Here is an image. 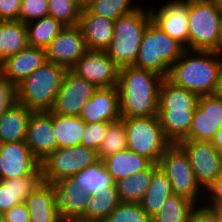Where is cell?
Masks as SVG:
<instances>
[{
  "instance_id": "obj_1",
  "label": "cell",
  "mask_w": 222,
  "mask_h": 222,
  "mask_svg": "<svg viewBox=\"0 0 222 222\" xmlns=\"http://www.w3.org/2000/svg\"><path fill=\"white\" fill-rule=\"evenodd\" d=\"M163 79L149 70L121 67L117 84L121 117L157 116L159 87Z\"/></svg>"
},
{
  "instance_id": "obj_2",
  "label": "cell",
  "mask_w": 222,
  "mask_h": 222,
  "mask_svg": "<svg viewBox=\"0 0 222 222\" xmlns=\"http://www.w3.org/2000/svg\"><path fill=\"white\" fill-rule=\"evenodd\" d=\"M220 61V52L185 49L170 67L167 79L198 96L216 94Z\"/></svg>"
},
{
  "instance_id": "obj_3",
  "label": "cell",
  "mask_w": 222,
  "mask_h": 222,
  "mask_svg": "<svg viewBox=\"0 0 222 222\" xmlns=\"http://www.w3.org/2000/svg\"><path fill=\"white\" fill-rule=\"evenodd\" d=\"M67 70L47 61L17 85V101L33 112H50Z\"/></svg>"
},
{
  "instance_id": "obj_4",
  "label": "cell",
  "mask_w": 222,
  "mask_h": 222,
  "mask_svg": "<svg viewBox=\"0 0 222 222\" xmlns=\"http://www.w3.org/2000/svg\"><path fill=\"white\" fill-rule=\"evenodd\" d=\"M143 5L133 13L123 15L114 21L113 39L106 51L120 68L135 64L143 33L152 21L149 3Z\"/></svg>"
},
{
  "instance_id": "obj_5",
  "label": "cell",
  "mask_w": 222,
  "mask_h": 222,
  "mask_svg": "<svg viewBox=\"0 0 222 222\" xmlns=\"http://www.w3.org/2000/svg\"><path fill=\"white\" fill-rule=\"evenodd\" d=\"M184 50L179 42L151 21L143 33L138 57L133 66L167 78L170 67L181 57Z\"/></svg>"
},
{
  "instance_id": "obj_6",
  "label": "cell",
  "mask_w": 222,
  "mask_h": 222,
  "mask_svg": "<svg viewBox=\"0 0 222 222\" xmlns=\"http://www.w3.org/2000/svg\"><path fill=\"white\" fill-rule=\"evenodd\" d=\"M221 14L209 0H189L188 50L219 52Z\"/></svg>"
},
{
  "instance_id": "obj_7",
  "label": "cell",
  "mask_w": 222,
  "mask_h": 222,
  "mask_svg": "<svg viewBox=\"0 0 222 222\" xmlns=\"http://www.w3.org/2000/svg\"><path fill=\"white\" fill-rule=\"evenodd\" d=\"M127 133V148L158 164L172 145L166 138L158 116L121 118Z\"/></svg>"
},
{
  "instance_id": "obj_8",
  "label": "cell",
  "mask_w": 222,
  "mask_h": 222,
  "mask_svg": "<svg viewBox=\"0 0 222 222\" xmlns=\"http://www.w3.org/2000/svg\"><path fill=\"white\" fill-rule=\"evenodd\" d=\"M159 167L171 182L173 193L202 205L205 191L198 184L189 157L178 145L172 144L161 156Z\"/></svg>"
},
{
  "instance_id": "obj_9",
  "label": "cell",
  "mask_w": 222,
  "mask_h": 222,
  "mask_svg": "<svg viewBox=\"0 0 222 222\" xmlns=\"http://www.w3.org/2000/svg\"><path fill=\"white\" fill-rule=\"evenodd\" d=\"M98 160L97 152L84 145L57 148L40 162L42 180L56 183L65 177H73Z\"/></svg>"
},
{
  "instance_id": "obj_10",
  "label": "cell",
  "mask_w": 222,
  "mask_h": 222,
  "mask_svg": "<svg viewBox=\"0 0 222 222\" xmlns=\"http://www.w3.org/2000/svg\"><path fill=\"white\" fill-rule=\"evenodd\" d=\"M178 145L188 155L195 178L206 191L222 170V153L206 141L182 140Z\"/></svg>"
},
{
  "instance_id": "obj_11",
  "label": "cell",
  "mask_w": 222,
  "mask_h": 222,
  "mask_svg": "<svg viewBox=\"0 0 222 222\" xmlns=\"http://www.w3.org/2000/svg\"><path fill=\"white\" fill-rule=\"evenodd\" d=\"M163 3V4H162ZM160 7L149 6L152 21L167 35L188 50L189 0H164Z\"/></svg>"
},
{
  "instance_id": "obj_12",
  "label": "cell",
  "mask_w": 222,
  "mask_h": 222,
  "mask_svg": "<svg viewBox=\"0 0 222 222\" xmlns=\"http://www.w3.org/2000/svg\"><path fill=\"white\" fill-rule=\"evenodd\" d=\"M24 176H42L40 161L25 141L1 144L0 180Z\"/></svg>"
},
{
  "instance_id": "obj_13",
  "label": "cell",
  "mask_w": 222,
  "mask_h": 222,
  "mask_svg": "<svg viewBox=\"0 0 222 222\" xmlns=\"http://www.w3.org/2000/svg\"><path fill=\"white\" fill-rule=\"evenodd\" d=\"M71 70L97 88L117 86L120 67L107 51L88 50Z\"/></svg>"
},
{
  "instance_id": "obj_14",
  "label": "cell",
  "mask_w": 222,
  "mask_h": 222,
  "mask_svg": "<svg viewBox=\"0 0 222 222\" xmlns=\"http://www.w3.org/2000/svg\"><path fill=\"white\" fill-rule=\"evenodd\" d=\"M97 87L68 69L51 112L59 115L79 116L82 107Z\"/></svg>"
},
{
  "instance_id": "obj_15",
  "label": "cell",
  "mask_w": 222,
  "mask_h": 222,
  "mask_svg": "<svg viewBox=\"0 0 222 222\" xmlns=\"http://www.w3.org/2000/svg\"><path fill=\"white\" fill-rule=\"evenodd\" d=\"M222 124V96H199L189 135L184 140L210 142Z\"/></svg>"
},
{
  "instance_id": "obj_16",
  "label": "cell",
  "mask_w": 222,
  "mask_h": 222,
  "mask_svg": "<svg viewBox=\"0 0 222 222\" xmlns=\"http://www.w3.org/2000/svg\"><path fill=\"white\" fill-rule=\"evenodd\" d=\"M48 62L71 69L88 51L81 28L65 26L45 48Z\"/></svg>"
},
{
  "instance_id": "obj_17",
  "label": "cell",
  "mask_w": 222,
  "mask_h": 222,
  "mask_svg": "<svg viewBox=\"0 0 222 222\" xmlns=\"http://www.w3.org/2000/svg\"><path fill=\"white\" fill-rule=\"evenodd\" d=\"M54 202L62 222H85V209L89 194L76 186L73 177H65L52 183Z\"/></svg>"
},
{
  "instance_id": "obj_18",
  "label": "cell",
  "mask_w": 222,
  "mask_h": 222,
  "mask_svg": "<svg viewBox=\"0 0 222 222\" xmlns=\"http://www.w3.org/2000/svg\"><path fill=\"white\" fill-rule=\"evenodd\" d=\"M25 143L40 162L57 149L51 111L32 113L27 125Z\"/></svg>"
},
{
  "instance_id": "obj_19",
  "label": "cell",
  "mask_w": 222,
  "mask_h": 222,
  "mask_svg": "<svg viewBox=\"0 0 222 222\" xmlns=\"http://www.w3.org/2000/svg\"><path fill=\"white\" fill-rule=\"evenodd\" d=\"M79 117L85 123H114L121 120L118 87L97 88L82 107Z\"/></svg>"
},
{
  "instance_id": "obj_20",
  "label": "cell",
  "mask_w": 222,
  "mask_h": 222,
  "mask_svg": "<svg viewBox=\"0 0 222 222\" xmlns=\"http://www.w3.org/2000/svg\"><path fill=\"white\" fill-rule=\"evenodd\" d=\"M46 62L45 48L27 46L5 58L0 64V74L17 86Z\"/></svg>"
},
{
  "instance_id": "obj_21",
  "label": "cell",
  "mask_w": 222,
  "mask_h": 222,
  "mask_svg": "<svg viewBox=\"0 0 222 222\" xmlns=\"http://www.w3.org/2000/svg\"><path fill=\"white\" fill-rule=\"evenodd\" d=\"M88 50L106 51L112 42L114 21L82 10L79 24Z\"/></svg>"
},
{
  "instance_id": "obj_22",
  "label": "cell",
  "mask_w": 222,
  "mask_h": 222,
  "mask_svg": "<svg viewBox=\"0 0 222 222\" xmlns=\"http://www.w3.org/2000/svg\"><path fill=\"white\" fill-rule=\"evenodd\" d=\"M31 222H62L55 207L52 183L41 182L25 199Z\"/></svg>"
},
{
  "instance_id": "obj_23",
  "label": "cell",
  "mask_w": 222,
  "mask_h": 222,
  "mask_svg": "<svg viewBox=\"0 0 222 222\" xmlns=\"http://www.w3.org/2000/svg\"><path fill=\"white\" fill-rule=\"evenodd\" d=\"M113 182L147 169L152 162L146 157L126 148L103 159Z\"/></svg>"
},
{
  "instance_id": "obj_24",
  "label": "cell",
  "mask_w": 222,
  "mask_h": 222,
  "mask_svg": "<svg viewBox=\"0 0 222 222\" xmlns=\"http://www.w3.org/2000/svg\"><path fill=\"white\" fill-rule=\"evenodd\" d=\"M33 111L17 102L0 117V141L2 144L9 142L25 141L27 125Z\"/></svg>"
},
{
  "instance_id": "obj_25",
  "label": "cell",
  "mask_w": 222,
  "mask_h": 222,
  "mask_svg": "<svg viewBox=\"0 0 222 222\" xmlns=\"http://www.w3.org/2000/svg\"><path fill=\"white\" fill-rule=\"evenodd\" d=\"M42 181V176L0 180V214L24 202Z\"/></svg>"
},
{
  "instance_id": "obj_26",
  "label": "cell",
  "mask_w": 222,
  "mask_h": 222,
  "mask_svg": "<svg viewBox=\"0 0 222 222\" xmlns=\"http://www.w3.org/2000/svg\"><path fill=\"white\" fill-rule=\"evenodd\" d=\"M158 168V164L152 163L147 169L115 182L119 201L139 204L150 185L153 173Z\"/></svg>"
},
{
  "instance_id": "obj_27",
  "label": "cell",
  "mask_w": 222,
  "mask_h": 222,
  "mask_svg": "<svg viewBox=\"0 0 222 222\" xmlns=\"http://www.w3.org/2000/svg\"><path fill=\"white\" fill-rule=\"evenodd\" d=\"M194 112L195 110H158L160 125L172 144H178L189 135Z\"/></svg>"
},
{
  "instance_id": "obj_28",
  "label": "cell",
  "mask_w": 222,
  "mask_h": 222,
  "mask_svg": "<svg viewBox=\"0 0 222 222\" xmlns=\"http://www.w3.org/2000/svg\"><path fill=\"white\" fill-rule=\"evenodd\" d=\"M173 194L171 182L159 167L153 173L150 185L139 204L142 210L152 218L160 211L164 201Z\"/></svg>"
},
{
  "instance_id": "obj_29",
  "label": "cell",
  "mask_w": 222,
  "mask_h": 222,
  "mask_svg": "<svg viewBox=\"0 0 222 222\" xmlns=\"http://www.w3.org/2000/svg\"><path fill=\"white\" fill-rule=\"evenodd\" d=\"M199 96L164 78L159 87L158 110H195Z\"/></svg>"
},
{
  "instance_id": "obj_30",
  "label": "cell",
  "mask_w": 222,
  "mask_h": 222,
  "mask_svg": "<svg viewBox=\"0 0 222 222\" xmlns=\"http://www.w3.org/2000/svg\"><path fill=\"white\" fill-rule=\"evenodd\" d=\"M53 126L57 148L81 145L86 123L79 116L53 113Z\"/></svg>"
},
{
  "instance_id": "obj_31",
  "label": "cell",
  "mask_w": 222,
  "mask_h": 222,
  "mask_svg": "<svg viewBox=\"0 0 222 222\" xmlns=\"http://www.w3.org/2000/svg\"><path fill=\"white\" fill-rule=\"evenodd\" d=\"M120 203L115 183L105 191L89 195L85 209V222H103Z\"/></svg>"
},
{
  "instance_id": "obj_32",
  "label": "cell",
  "mask_w": 222,
  "mask_h": 222,
  "mask_svg": "<svg viewBox=\"0 0 222 222\" xmlns=\"http://www.w3.org/2000/svg\"><path fill=\"white\" fill-rule=\"evenodd\" d=\"M64 27L50 16L26 23L28 46L46 48Z\"/></svg>"
},
{
  "instance_id": "obj_33",
  "label": "cell",
  "mask_w": 222,
  "mask_h": 222,
  "mask_svg": "<svg viewBox=\"0 0 222 222\" xmlns=\"http://www.w3.org/2000/svg\"><path fill=\"white\" fill-rule=\"evenodd\" d=\"M73 178L76 186L87 191L89 195L105 191V188L114 184L103 160H98L93 165L75 174Z\"/></svg>"
},
{
  "instance_id": "obj_34",
  "label": "cell",
  "mask_w": 222,
  "mask_h": 222,
  "mask_svg": "<svg viewBox=\"0 0 222 222\" xmlns=\"http://www.w3.org/2000/svg\"><path fill=\"white\" fill-rule=\"evenodd\" d=\"M196 206L193 201L173 194L164 201L160 211L151 220L152 222H190Z\"/></svg>"
},
{
  "instance_id": "obj_35",
  "label": "cell",
  "mask_w": 222,
  "mask_h": 222,
  "mask_svg": "<svg viewBox=\"0 0 222 222\" xmlns=\"http://www.w3.org/2000/svg\"><path fill=\"white\" fill-rule=\"evenodd\" d=\"M3 61L28 46L26 24L19 20L2 21Z\"/></svg>"
},
{
  "instance_id": "obj_36",
  "label": "cell",
  "mask_w": 222,
  "mask_h": 222,
  "mask_svg": "<svg viewBox=\"0 0 222 222\" xmlns=\"http://www.w3.org/2000/svg\"><path fill=\"white\" fill-rule=\"evenodd\" d=\"M137 0H96L87 10L91 14L115 21L117 18L133 13L142 6ZM139 4V5H138Z\"/></svg>"
},
{
  "instance_id": "obj_37",
  "label": "cell",
  "mask_w": 222,
  "mask_h": 222,
  "mask_svg": "<svg viewBox=\"0 0 222 222\" xmlns=\"http://www.w3.org/2000/svg\"><path fill=\"white\" fill-rule=\"evenodd\" d=\"M127 148V133L122 120L111 123L107 134L97 152L98 159L103 160L107 156L120 152Z\"/></svg>"
},
{
  "instance_id": "obj_38",
  "label": "cell",
  "mask_w": 222,
  "mask_h": 222,
  "mask_svg": "<svg viewBox=\"0 0 222 222\" xmlns=\"http://www.w3.org/2000/svg\"><path fill=\"white\" fill-rule=\"evenodd\" d=\"M48 16L65 26H77L82 10L76 0H48Z\"/></svg>"
},
{
  "instance_id": "obj_39",
  "label": "cell",
  "mask_w": 222,
  "mask_h": 222,
  "mask_svg": "<svg viewBox=\"0 0 222 222\" xmlns=\"http://www.w3.org/2000/svg\"><path fill=\"white\" fill-rule=\"evenodd\" d=\"M103 222H152L138 203H123L109 214Z\"/></svg>"
},
{
  "instance_id": "obj_40",
  "label": "cell",
  "mask_w": 222,
  "mask_h": 222,
  "mask_svg": "<svg viewBox=\"0 0 222 222\" xmlns=\"http://www.w3.org/2000/svg\"><path fill=\"white\" fill-rule=\"evenodd\" d=\"M110 122L86 123L81 145L99 151Z\"/></svg>"
},
{
  "instance_id": "obj_41",
  "label": "cell",
  "mask_w": 222,
  "mask_h": 222,
  "mask_svg": "<svg viewBox=\"0 0 222 222\" xmlns=\"http://www.w3.org/2000/svg\"><path fill=\"white\" fill-rule=\"evenodd\" d=\"M48 0H22L18 20L28 23L48 16Z\"/></svg>"
},
{
  "instance_id": "obj_42",
  "label": "cell",
  "mask_w": 222,
  "mask_h": 222,
  "mask_svg": "<svg viewBox=\"0 0 222 222\" xmlns=\"http://www.w3.org/2000/svg\"><path fill=\"white\" fill-rule=\"evenodd\" d=\"M17 102V86L0 74V117Z\"/></svg>"
},
{
  "instance_id": "obj_43",
  "label": "cell",
  "mask_w": 222,
  "mask_h": 222,
  "mask_svg": "<svg viewBox=\"0 0 222 222\" xmlns=\"http://www.w3.org/2000/svg\"><path fill=\"white\" fill-rule=\"evenodd\" d=\"M203 204L212 209L222 210V170L205 191Z\"/></svg>"
},
{
  "instance_id": "obj_44",
  "label": "cell",
  "mask_w": 222,
  "mask_h": 222,
  "mask_svg": "<svg viewBox=\"0 0 222 222\" xmlns=\"http://www.w3.org/2000/svg\"><path fill=\"white\" fill-rule=\"evenodd\" d=\"M190 222H221V210L206 205H197L192 212Z\"/></svg>"
},
{
  "instance_id": "obj_45",
  "label": "cell",
  "mask_w": 222,
  "mask_h": 222,
  "mask_svg": "<svg viewBox=\"0 0 222 222\" xmlns=\"http://www.w3.org/2000/svg\"><path fill=\"white\" fill-rule=\"evenodd\" d=\"M22 0H0V20H18Z\"/></svg>"
},
{
  "instance_id": "obj_46",
  "label": "cell",
  "mask_w": 222,
  "mask_h": 222,
  "mask_svg": "<svg viewBox=\"0 0 222 222\" xmlns=\"http://www.w3.org/2000/svg\"><path fill=\"white\" fill-rule=\"evenodd\" d=\"M2 215L5 222H31L29 211L24 202L15 205Z\"/></svg>"
},
{
  "instance_id": "obj_47",
  "label": "cell",
  "mask_w": 222,
  "mask_h": 222,
  "mask_svg": "<svg viewBox=\"0 0 222 222\" xmlns=\"http://www.w3.org/2000/svg\"><path fill=\"white\" fill-rule=\"evenodd\" d=\"M210 142L220 153H222V124Z\"/></svg>"
},
{
  "instance_id": "obj_48",
  "label": "cell",
  "mask_w": 222,
  "mask_h": 222,
  "mask_svg": "<svg viewBox=\"0 0 222 222\" xmlns=\"http://www.w3.org/2000/svg\"><path fill=\"white\" fill-rule=\"evenodd\" d=\"M95 1L96 0H76V3L81 10H85L89 6H91Z\"/></svg>"
},
{
  "instance_id": "obj_49",
  "label": "cell",
  "mask_w": 222,
  "mask_h": 222,
  "mask_svg": "<svg viewBox=\"0 0 222 222\" xmlns=\"http://www.w3.org/2000/svg\"><path fill=\"white\" fill-rule=\"evenodd\" d=\"M216 94L222 96V53H221V61H220V68H219V86H218Z\"/></svg>"
},
{
  "instance_id": "obj_50",
  "label": "cell",
  "mask_w": 222,
  "mask_h": 222,
  "mask_svg": "<svg viewBox=\"0 0 222 222\" xmlns=\"http://www.w3.org/2000/svg\"><path fill=\"white\" fill-rule=\"evenodd\" d=\"M3 62L2 21L0 20V64Z\"/></svg>"
},
{
  "instance_id": "obj_51",
  "label": "cell",
  "mask_w": 222,
  "mask_h": 222,
  "mask_svg": "<svg viewBox=\"0 0 222 222\" xmlns=\"http://www.w3.org/2000/svg\"><path fill=\"white\" fill-rule=\"evenodd\" d=\"M219 52L222 53V14H221V20H220Z\"/></svg>"
},
{
  "instance_id": "obj_52",
  "label": "cell",
  "mask_w": 222,
  "mask_h": 222,
  "mask_svg": "<svg viewBox=\"0 0 222 222\" xmlns=\"http://www.w3.org/2000/svg\"><path fill=\"white\" fill-rule=\"evenodd\" d=\"M212 2L219 10L222 11V0H209Z\"/></svg>"
},
{
  "instance_id": "obj_53",
  "label": "cell",
  "mask_w": 222,
  "mask_h": 222,
  "mask_svg": "<svg viewBox=\"0 0 222 222\" xmlns=\"http://www.w3.org/2000/svg\"><path fill=\"white\" fill-rule=\"evenodd\" d=\"M0 222H5L4 217L2 214H0Z\"/></svg>"
}]
</instances>
